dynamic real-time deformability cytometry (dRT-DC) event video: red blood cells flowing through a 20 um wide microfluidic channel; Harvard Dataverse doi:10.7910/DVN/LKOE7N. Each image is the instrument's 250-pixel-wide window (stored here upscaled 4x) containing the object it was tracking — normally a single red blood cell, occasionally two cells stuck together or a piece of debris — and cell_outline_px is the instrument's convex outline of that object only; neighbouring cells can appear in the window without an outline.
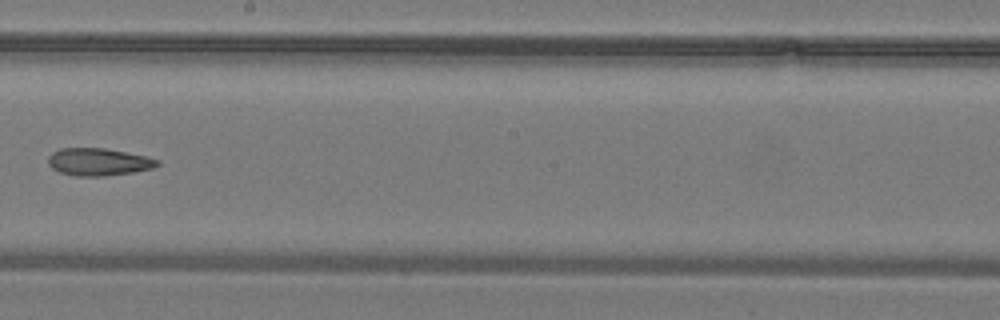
{"species": "common noctule bat (a hibernating species)", "species_latin": "Nyctalus noctula", "temperature_condition": "warm", "stored_images_in_passage": 33, "camera_frame_rate_fps": 3000, "um_per_image_px": 0.085, "animal": {"sex": "male", "body_mass_g": 19.2, "forearm_length_mm": 51.8}, "frame": {"image": 1, "passage_image": 19, "time_ms": 6.0, "image_size_px": [1000, 320], "cell_outline_px": [[160, 164], [152, 168], [132, 172], [104, 176], [76, 176], [60, 172], [52, 168], [48, 164], [48, 156], [52, 152], [60, 148], [104, 148], [144, 156], [160, 160]], "centroid_in_image_um": [8.34, 13.76], "position_along_channel_um": 239.9, "area_um2": 17.34}}